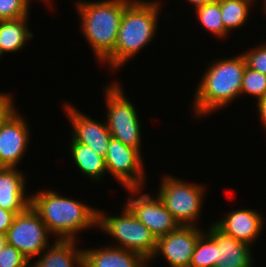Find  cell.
Segmentation results:
<instances>
[{
  "label": "cell",
  "mask_w": 266,
  "mask_h": 267,
  "mask_svg": "<svg viewBox=\"0 0 266 267\" xmlns=\"http://www.w3.org/2000/svg\"><path fill=\"white\" fill-rule=\"evenodd\" d=\"M67 116L73 125V137L75 142L89 146L102 157H106L111 134L106 122L100 123L78 112L75 107L67 103L65 105Z\"/></svg>",
  "instance_id": "13"
},
{
  "label": "cell",
  "mask_w": 266,
  "mask_h": 267,
  "mask_svg": "<svg viewBox=\"0 0 266 267\" xmlns=\"http://www.w3.org/2000/svg\"><path fill=\"white\" fill-rule=\"evenodd\" d=\"M227 217L214 225L224 234L250 244L262 231L263 218L255 210L240 209L229 212Z\"/></svg>",
  "instance_id": "15"
},
{
  "label": "cell",
  "mask_w": 266,
  "mask_h": 267,
  "mask_svg": "<svg viewBox=\"0 0 266 267\" xmlns=\"http://www.w3.org/2000/svg\"><path fill=\"white\" fill-rule=\"evenodd\" d=\"M126 206L149 228L156 239L166 236L180 226L158 196L153 199L149 194H142L138 198H130Z\"/></svg>",
  "instance_id": "10"
},
{
  "label": "cell",
  "mask_w": 266,
  "mask_h": 267,
  "mask_svg": "<svg viewBox=\"0 0 266 267\" xmlns=\"http://www.w3.org/2000/svg\"><path fill=\"white\" fill-rule=\"evenodd\" d=\"M209 234L216 241L215 267H252L250 244L224 234L214 223Z\"/></svg>",
  "instance_id": "14"
},
{
  "label": "cell",
  "mask_w": 266,
  "mask_h": 267,
  "mask_svg": "<svg viewBox=\"0 0 266 267\" xmlns=\"http://www.w3.org/2000/svg\"><path fill=\"white\" fill-rule=\"evenodd\" d=\"M204 234L202 233L196 242L190 267H215L216 265V241L209 233Z\"/></svg>",
  "instance_id": "23"
},
{
  "label": "cell",
  "mask_w": 266,
  "mask_h": 267,
  "mask_svg": "<svg viewBox=\"0 0 266 267\" xmlns=\"http://www.w3.org/2000/svg\"><path fill=\"white\" fill-rule=\"evenodd\" d=\"M252 1L221 0V19L227 32L241 27L246 22Z\"/></svg>",
  "instance_id": "21"
},
{
  "label": "cell",
  "mask_w": 266,
  "mask_h": 267,
  "mask_svg": "<svg viewBox=\"0 0 266 267\" xmlns=\"http://www.w3.org/2000/svg\"><path fill=\"white\" fill-rule=\"evenodd\" d=\"M192 4H195V8L211 3L215 0H189Z\"/></svg>",
  "instance_id": "31"
},
{
  "label": "cell",
  "mask_w": 266,
  "mask_h": 267,
  "mask_svg": "<svg viewBox=\"0 0 266 267\" xmlns=\"http://www.w3.org/2000/svg\"><path fill=\"white\" fill-rule=\"evenodd\" d=\"M31 206L49 232L59 236L58 239L74 240L76 232L96 226L98 222V210L52 190L41 191L31 197Z\"/></svg>",
  "instance_id": "2"
},
{
  "label": "cell",
  "mask_w": 266,
  "mask_h": 267,
  "mask_svg": "<svg viewBox=\"0 0 266 267\" xmlns=\"http://www.w3.org/2000/svg\"><path fill=\"white\" fill-rule=\"evenodd\" d=\"M16 109L0 126V167H17L27 148L29 131Z\"/></svg>",
  "instance_id": "12"
},
{
  "label": "cell",
  "mask_w": 266,
  "mask_h": 267,
  "mask_svg": "<svg viewBox=\"0 0 266 267\" xmlns=\"http://www.w3.org/2000/svg\"><path fill=\"white\" fill-rule=\"evenodd\" d=\"M159 3L132 0L124 9L121 17L115 49L103 60L111 68L121 65L135 56L155 35ZM159 10V11H158Z\"/></svg>",
  "instance_id": "1"
},
{
  "label": "cell",
  "mask_w": 266,
  "mask_h": 267,
  "mask_svg": "<svg viewBox=\"0 0 266 267\" xmlns=\"http://www.w3.org/2000/svg\"><path fill=\"white\" fill-rule=\"evenodd\" d=\"M214 62L207 68L196 89L194 110L197 116L222 108L240 96L247 65L243 54Z\"/></svg>",
  "instance_id": "3"
},
{
  "label": "cell",
  "mask_w": 266,
  "mask_h": 267,
  "mask_svg": "<svg viewBox=\"0 0 266 267\" xmlns=\"http://www.w3.org/2000/svg\"><path fill=\"white\" fill-rule=\"evenodd\" d=\"M202 232L196 226L180 225L176 230L157 239L156 254L162 253L171 267H189L196 242Z\"/></svg>",
  "instance_id": "11"
},
{
  "label": "cell",
  "mask_w": 266,
  "mask_h": 267,
  "mask_svg": "<svg viewBox=\"0 0 266 267\" xmlns=\"http://www.w3.org/2000/svg\"><path fill=\"white\" fill-rule=\"evenodd\" d=\"M141 153L111 137L105 157L107 171L136 194L145 180Z\"/></svg>",
  "instance_id": "9"
},
{
  "label": "cell",
  "mask_w": 266,
  "mask_h": 267,
  "mask_svg": "<svg viewBox=\"0 0 266 267\" xmlns=\"http://www.w3.org/2000/svg\"><path fill=\"white\" fill-rule=\"evenodd\" d=\"M107 104L106 124L113 138L140 152V122L131 102L125 98L116 83L105 90Z\"/></svg>",
  "instance_id": "6"
},
{
  "label": "cell",
  "mask_w": 266,
  "mask_h": 267,
  "mask_svg": "<svg viewBox=\"0 0 266 267\" xmlns=\"http://www.w3.org/2000/svg\"><path fill=\"white\" fill-rule=\"evenodd\" d=\"M102 230L113 236L124 248L141 254L147 260L154 256L157 239L142 222H140L130 209L125 206L121 216L108 217L98 210V222Z\"/></svg>",
  "instance_id": "5"
},
{
  "label": "cell",
  "mask_w": 266,
  "mask_h": 267,
  "mask_svg": "<svg viewBox=\"0 0 266 267\" xmlns=\"http://www.w3.org/2000/svg\"><path fill=\"white\" fill-rule=\"evenodd\" d=\"M29 259L12 245H6L0 250V267H29Z\"/></svg>",
  "instance_id": "26"
},
{
  "label": "cell",
  "mask_w": 266,
  "mask_h": 267,
  "mask_svg": "<svg viewBox=\"0 0 266 267\" xmlns=\"http://www.w3.org/2000/svg\"><path fill=\"white\" fill-rule=\"evenodd\" d=\"M264 10H266V0H264Z\"/></svg>",
  "instance_id": "33"
},
{
  "label": "cell",
  "mask_w": 266,
  "mask_h": 267,
  "mask_svg": "<svg viewBox=\"0 0 266 267\" xmlns=\"http://www.w3.org/2000/svg\"><path fill=\"white\" fill-rule=\"evenodd\" d=\"M50 234L40 215L30 205L24 212L16 214L6 233L7 243L15 247L30 261L45 252Z\"/></svg>",
  "instance_id": "8"
},
{
  "label": "cell",
  "mask_w": 266,
  "mask_h": 267,
  "mask_svg": "<svg viewBox=\"0 0 266 267\" xmlns=\"http://www.w3.org/2000/svg\"><path fill=\"white\" fill-rule=\"evenodd\" d=\"M71 154L79 170L90 177L98 180L107 172L105 158L98 155L89 146L71 141Z\"/></svg>",
  "instance_id": "20"
},
{
  "label": "cell",
  "mask_w": 266,
  "mask_h": 267,
  "mask_svg": "<svg viewBox=\"0 0 266 267\" xmlns=\"http://www.w3.org/2000/svg\"><path fill=\"white\" fill-rule=\"evenodd\" d=\"M6 234L0 233V250L6 245Z\"/></svg>",
  "instance_id": "32"
},
{
  "label": "cell",
  "mask_w": 266,
  "mask_h": 267,
  "mask_svg": "<svg viewBox=\"0 0 266 267\" xmlns=\"http://www.w3.org/2000/svg\"><path fill=\"white\" fill-rule=\"evenodd\" d=\"M254 49L243 53L246 64L249 68L266 75V45Z\"/></svg>",
  "instance_id": "27"
},
{
  "label": "cell",
  "mask_w": 266,
  "mask_h": 267,
  "mask_svg": "<svg viewBox=\"0 0 266 267\" xmlns=\"http://www.w3.org/2000/svg\"><path fill=\"white\" fill-rule=\"evenodd\" d=\"M158 198L182 226H192L199 218L203 200L202 186L187 184L170 176L162 179Z\"/></svg>",
  "instance_id": "7"
},
{
  "label": "cell",
  "mask_w": 266,
  "mask_h": 267,
  "mask_svg": "<svg viewBox=\"0 0 266 267\" xmlns=\"http://www.w3.org/2000/svg\"><path fill=\"white\" fill-rule=\"evenodd\" d=\"M244 92L255 96L258 101L264 99L266 97V75L246 65L240 95Z\"/></svg>",
  "instance_id": "24"
},
{
  "label": "cell",
  "mask_w": 266,
  "mask_h": 267,
  "mask_svg": "<svg viewBox=\"0 0 266 267\" xmlns=\"http://www.w3.org/2000/svg\"><path fill=\"white\" fill-rule=\"evenodd\" d=\"M15 110L13 100L9 94L0 92V126Z\"/></svg>",
  "instance_id": "28"
},
{
  "label": "cell",
  "mask_w": 266,
  "mask_h": 267,
  "mask_svg": "<svg viewBox=\"0 0 266 267\" xmlns=\"http://www.w3.org/2000/svg\"><path fill=\"white\" fill-rule=\"evenodd\" d=\"M75 239H58L30 267H84V253L75 247ZM78 264V265H77Z\"/></svg>",
  "instance_id": "18"
},
{
  "label": "cell",
  "mask_w": 266,
  "mask_h": 267,
  "mask_svg": "<svg viewBox=\"0 0 266 267\" xmlns=\"http://www.w3.org/2000/svg\"><path fill=\"white\" fill-rule=\"evenodd\" d=\"M196 12L198 20L209 32L221 38L227 35L221 19V0L197 7Z\"/></svg>",
  "instance_id": "22"
},
{
  "label": "cell",
  "mask_w": 266,
  "mask_h": 267,
  "mask_svg": "<svg viewBox=\"0 0 266 267\" xmlns=\"http://www.w3.org/2000/svg\"><path fill=\"white\" fill-rule=\"evenodd\" d=\"M258 111L260 115V119L266 128V97L258 101Z\"/></svg>",
  "instance_id": "30"
},
{
  "label": "cell",
  "mask_w": 266,
  "mask_h": 267,
  "mask_svg": "<svg viewBox=\"0 0 266 267\" xmlns=\"http://www.w3.org/2000/svg\"><path fill=\"white\" fill-rule=\"evenodd\" d=\"M27 17L0 20L1 56L4 52H16L22 49L26 40L33 37V34L26 26Z\"/></svg>",
  "instance_id": "19"
},
{
  "label": "cell",
  "mask_w": 266,
  "mask_h": 267,
  "mask_svg": "<svg viewBox=\"0 0 266 267\" xmlns=\"http://www.w3.org/2000/svg\"><path fill=\"white\" fill-rule=\"evenodd\" d=\"M84 267H146L147 259L124 248L106 247L83 250Z\"/></svg>",
  "instance_id": "17"
},
{
  "label": "cell",
  "mask_w": 266,
  "mask_h": 267,
  "mask_svg": "<svg viewBox=\"0 0 266 267\" xmlns=\"http://www.w3.org/2000/svg\"><path fill=\"white\" fill-rule=\"evenodd\" d=\"M131 1L77 2L82 31L99 60L103 61L115 49L123 11Z\"/></svg>",
  "instance_id": "4"
},
{
  "label": "cell",
  "mask_w": 266,
  "mask_h": 267,
  "mask_svg": "<svg viewBox=\"0 0 266 267\" xmlns=\"http://www.w3.org/2000/svg\"><path fill=\"white\" fill-rule=\"evenodd\" d=\"M16 167H0V207L19 214L31 205L25 196V179Z\"/></svg>",
  "instance_id": "16"
},
{
  "label": "cell",
  "mask_w": 266,
  "mask_h": 267,
  "mask_svg": "<svg viewBox=\"0 0 266 267\" xmlns=\"http://www.w3.org/2000/svg\"><path fill=\"white\" fill-rule=\"evenodd\" d=\"M15 213L0 207V233L6 234L12 225Z\"/></svg>",
  "instance_id": "29"
},
{
  "label": "cell",
  "mask_w": 266,
  "mask_h": 267,
  "mask_svg": "<svg viewBox=\"0 0 266 267\" xmlns=\"http://www.w3.org/2000/svg\"><path fill=\"white\" fill-rule=\"evenodd\" d=\"M31 0H0V20L28 16Z\"/></svg>",
  "instance_id": "25"
}]
</instances>
